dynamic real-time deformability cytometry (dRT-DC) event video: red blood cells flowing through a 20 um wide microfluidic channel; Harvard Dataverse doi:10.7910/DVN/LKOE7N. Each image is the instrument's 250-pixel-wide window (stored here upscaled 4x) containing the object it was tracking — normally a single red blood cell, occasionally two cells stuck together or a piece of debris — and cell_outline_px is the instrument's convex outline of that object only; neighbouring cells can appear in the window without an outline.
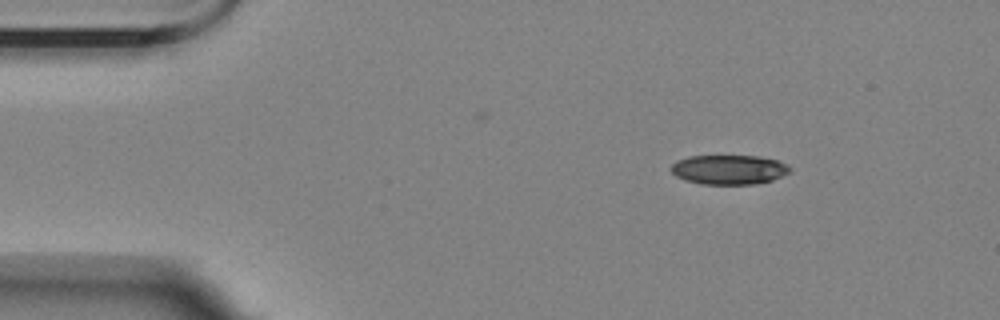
{"species": "Egyptian fruit bat (a non-hibernating species)", "species_latin": "Rousettus aegyptiacus", "temperature_condition": "room temperature", "stored_images_in_passage": 10, "camera_frame_rate_fps": 3000, "um_per_image_px": 0.085, "animal": {"sex": "female"}, "frame": {"image": 1, "passage_image": 1, "time_ms": 0.0, "image_size_px": [1000, 320], "cell_outline_px": [[792, 172], [772, 180], [756, 184], [700, 184], [684, 180], [676, 176], [668, 168], [676, 160], [688, 156], [756, 156], [776, 160], [788, 164], [792, 168]], "centroid_in_image_um": [61.95, 14.42], "position_along_channel_um": 23.0, "area_um2": 20.69}}
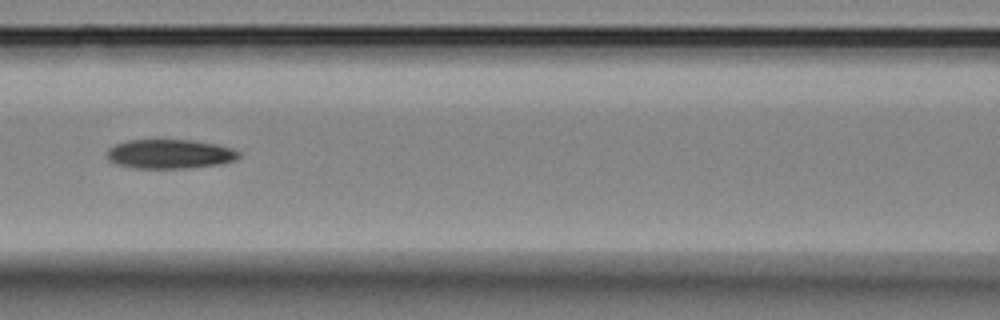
{"frame": {"image": 2, "passage_image": 6, "time_ms": 5.667, "image_size_px": [1000, 320], "cell_outline_px": [[240, 156], [236, 160], [224, 164], [188, 168], [136, 168], [116, 164], [108, 160], [108, 148], [116, 144], [128, 140], [192, 140], [216, 144], [232, 148], [240, 152]], "centroid_in_image_um": [14.48, 13.09], "position_along_channel_um": 152.1, "area_um2": 22.6}}
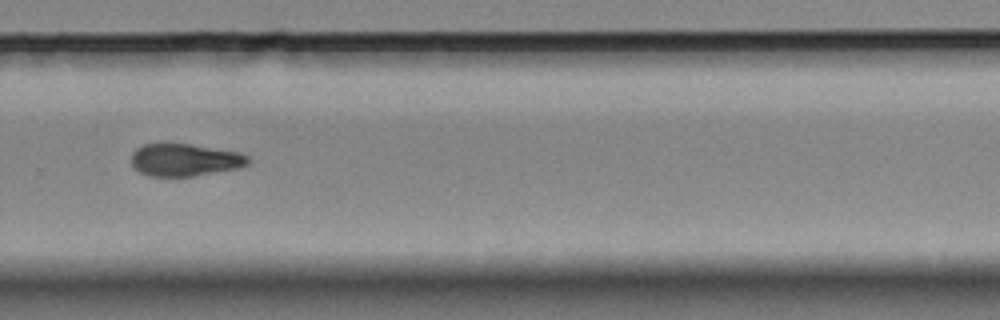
{"frame": {"image": 3, "passage_image": 10, "time_ms": 10.333, "image_size_px": [1000, 320], "cell_outline_px": [[252, 160], [248, 164], [236, 168], [192, 176], [148, 176], [140, 172], [132, 164], [132, 152], [136, 148], [144, 144], [188, 144], [240, 152], [248, 156]], "centroid_in_image_um": [15.71, 13.59], "position_along_channel_um": 314.1, "area_um2": 21.85}}